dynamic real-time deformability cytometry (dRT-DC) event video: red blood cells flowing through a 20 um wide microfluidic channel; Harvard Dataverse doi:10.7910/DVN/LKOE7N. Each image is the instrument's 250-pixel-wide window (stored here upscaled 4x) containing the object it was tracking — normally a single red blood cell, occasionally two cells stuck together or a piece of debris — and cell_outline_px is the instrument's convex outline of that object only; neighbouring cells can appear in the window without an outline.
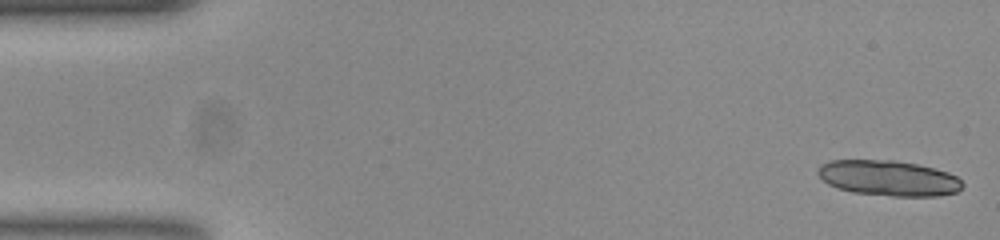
{"species": "common noctule bat (a hibernating species)", "species_latin": "Nyctalus noctula", "temperature_condition": "room temperature", "stored_images_in_passage": 55, "camera_frame_rate_fps": 3000, "um_per_image_px": 0.085, "animal": {"sex": "female", "body_mass_g": 23.0, "forearm_length_mm": 53.4}, "frame": {"image": 1, "passage_image": 1, "time_ms": 0.0, "image_size_px": [1000, 240], "cell_outline_px": [[964, 184], [956, 192], [940, 196], [892, 196], [852, 192], [836, 188], [828, 184], [816, 172], [820, 164], [832, 160], [896, 160], [936, 168], [948, 172], [956, 176]], "centroid_in_image_um": [75.52, 15.14], "position_along_channel_um": 9.5, "area_um2": 30.0}}
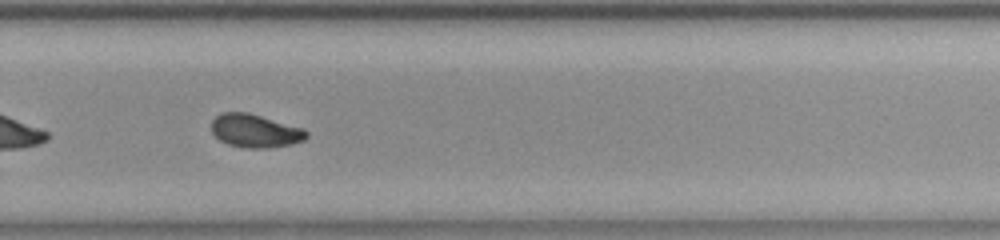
{"frame": {"image": 2, "passage_image": 36, "time_ms": 11.667, "image_size_px": [1000, 240], "cell_outline_px": [[308, 136], [304, 140], [292, 144], [268, 148], [244, 148], [228, 144], [220, 140], [212, 132], [212, 120], [220, 112], [248, 112], [304, 128], [308, 132]], "centroid_in_image_um": [21.7, 11.12], "position_along_channel_um": 308.1, "area_um2": 18.55}}
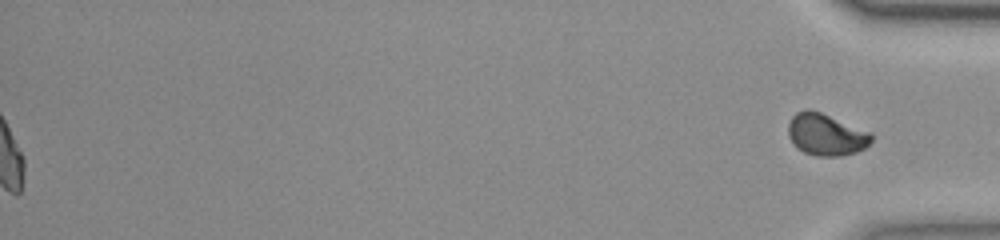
{"frame": {"image": 3, "passage_image": 55, "time_ms": 18.0, "image_size_px": [1000, 240], "cell_outline_px": [[872, 140], [864, 148], [856, 152], [840, 156], [816, 156], [804, 152], [788, 136], [788, 124], [792, 116], [796, 112], [804, 108], [808, 108], [820, 112], [872, 132]], "centroid_in_image_um": [70.22, 11.42], "position_along_channel_um": 365.0, "area_um2": 20.23}, "authors_computed_cell_mechanics": {"area_um2": 18.6694, "velocity_mm_per_s": 3.7601, "shape_relaxation_time_tau1_ms": 3.7561, "shape_relaxation_time_tau2_ms": 2.2327, "deformation_change_tau1": 0.1414, "deformation_change_tau2": 0.0667}}